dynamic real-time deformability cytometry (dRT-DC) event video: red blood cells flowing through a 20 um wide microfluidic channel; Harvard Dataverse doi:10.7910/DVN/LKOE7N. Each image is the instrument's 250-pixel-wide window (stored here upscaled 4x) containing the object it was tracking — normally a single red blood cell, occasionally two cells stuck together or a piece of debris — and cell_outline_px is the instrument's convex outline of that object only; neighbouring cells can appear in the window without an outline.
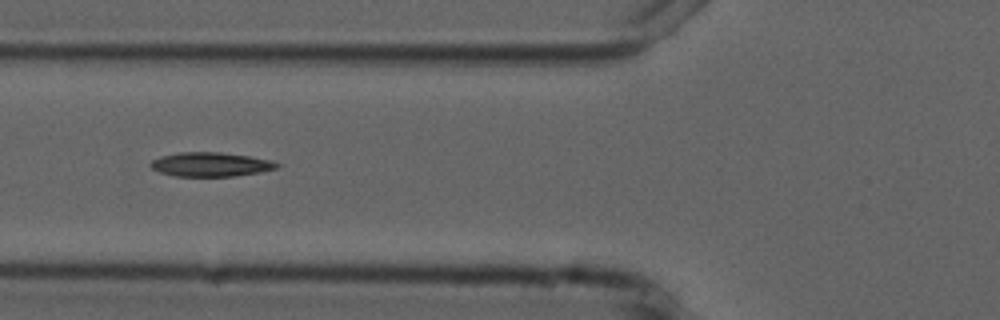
{"species": "common noctule bat (a hibernating species)", "species_latin": "Nyctalus noctula", "temperature_condition": "cold", "stored_images_in_passage": 9, "camera_frame_rate_fps": 3000, "um_per_image_px": 0.085, "animal": {"sex": "male", "forearm_length_mm": 52.5}, "frame": {"image": 1, "passage_image": 4, "time_ms": 3.667, "image_size_px": [1000, 320], "cell_outline_px": [[280, 164], [276, 168], [260, 172], [236, 176], [176, 176], [160, 172], [152, 168], [148, 164], [152, 160], [160, 156], [180, 152], [220, 152], [248, 156], [272, 160]], "centroid_in_image_um": [17.89, 13.97], "position_along_channel_um": 107.9, "area_um2": 17.74}}
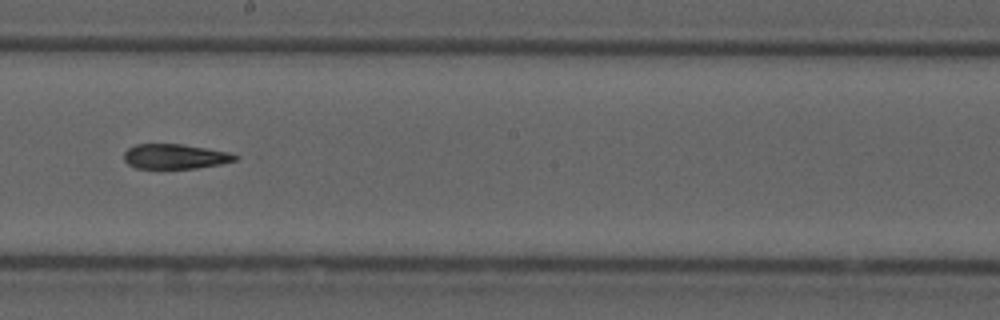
{"frame": {"image": 2, "passage_image": 7, "time_ms": 7.0, "image_size_px": [1000, 320], "cell_outline_px": [[240, 156], [236, 160], [220, 164], [196, 168], [136, 168], [128, 164], [124, 160], [124, 152], [128, 148], [136, 144], [180, 144], [228, 152]], "centroid_in_image_um": [14.86, 13.3], "position_along_channel_um": 233.3, "area_um2": 15.95}}
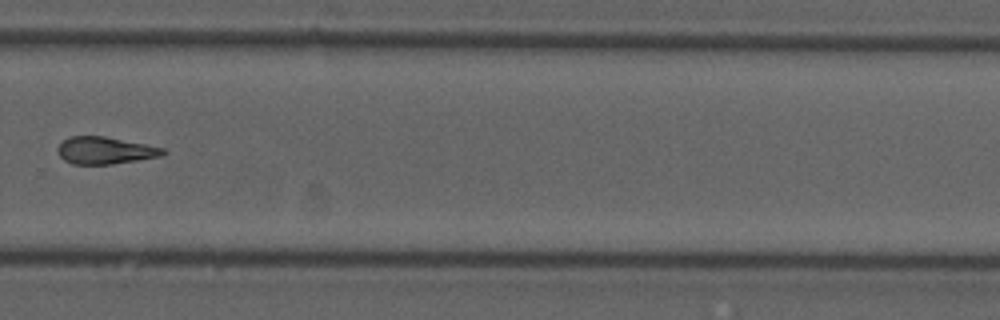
{"frame": {"image": 3, "passage_image": 9, "time_ms": 9.333, "image_size_px": [1000, 320], "cell_outline_px": [[168, 152], [160, 156], [112, 164], [72, 164], [64, 160], [60, 156], [56, 148], [68, 136], [104, 136], [164, 148]], "centroid_in_image_um": [8.9, 12.79], "position_along_channel_um": 320.9, "area_um2": 16.53}}